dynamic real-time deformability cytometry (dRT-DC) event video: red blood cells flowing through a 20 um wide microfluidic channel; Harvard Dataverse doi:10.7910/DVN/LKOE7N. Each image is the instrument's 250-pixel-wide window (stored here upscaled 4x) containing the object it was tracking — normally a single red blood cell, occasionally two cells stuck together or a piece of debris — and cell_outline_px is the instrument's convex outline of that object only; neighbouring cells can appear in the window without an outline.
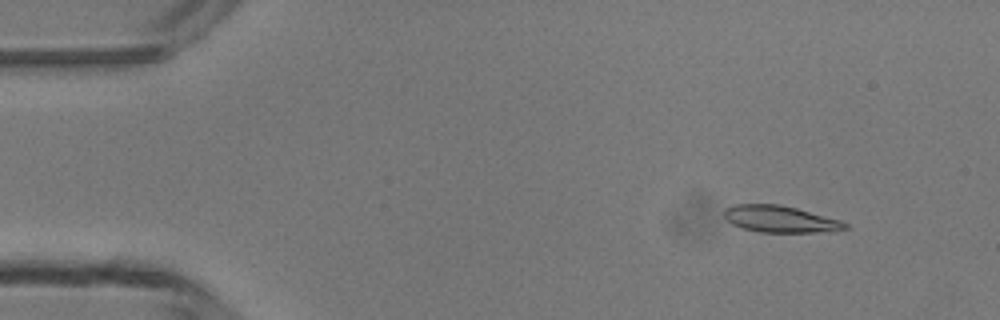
{"species": "common noctule bat (a hibernating species)", "species_latin": "Nyctalus noctula", "temperature_condition": "room temperature", "stored_images_in_passage": 5, "camera_frame_rate_fps": 3000, "um_per_image_px": 0.085, "animal": {"sex": "male", "body_mass_g": 13.3}, "frame": {"image": 1, "passage_image": 2, "time_ms": 1.0, "image_size_px": [1000, 320], "cell_outline_px": [[848, 228], [836, 232], [760, 232], [740, 228], [732, 224], [724, 216], [724, 208], [732, 204], [780, 204], [796, 208], [840, 220], [848, 224]], "centroid_in_image_um": [66.31, 18.62], "position_along_channel_um": 18.7, "area_um2": 19.02}}